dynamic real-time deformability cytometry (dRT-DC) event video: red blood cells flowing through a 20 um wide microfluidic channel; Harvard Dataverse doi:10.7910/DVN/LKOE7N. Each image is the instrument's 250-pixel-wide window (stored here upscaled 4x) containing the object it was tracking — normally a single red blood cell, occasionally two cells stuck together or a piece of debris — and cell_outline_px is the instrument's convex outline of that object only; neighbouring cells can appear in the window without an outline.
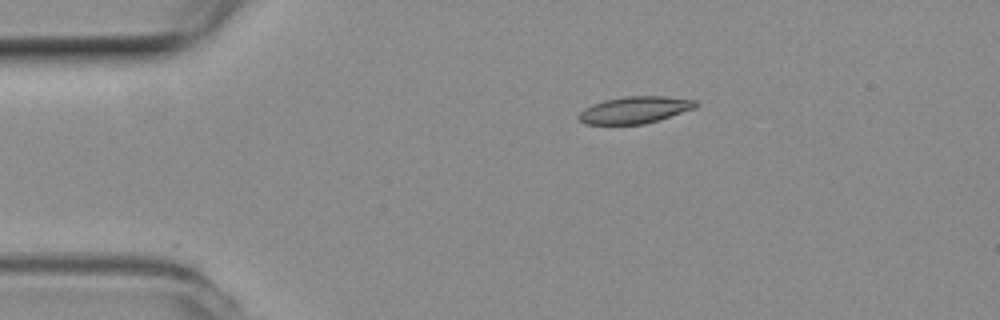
{"species": "common noctule bat (a hibernating species)", "species_latin": "Nyctalus noctula", "temperature_condition": "room temperature", "stored_images_in_passage": 23, "camera_frame_rate_fps": 3000, "um_per_image_px": 0.085, "animal": {"sex": "female", "body_mass_g": 19.3, "forearm_length_mm": 54.1}, "frame": {"image": 1, "passage_image": 1, "time_ms": 0.0, "image_size_px": [1000, 320], "cell_outline_px": [[696, 108], [644, 124], [584, 124], [576, 116], [584, 108], [592, 104], [604, 100], [624, 96], [664, 96], [696, 100]], "centroid_in_image_um": [53.92, 9.34], "position_along_channel_um": 31.1, "area_um2": 18.26}}
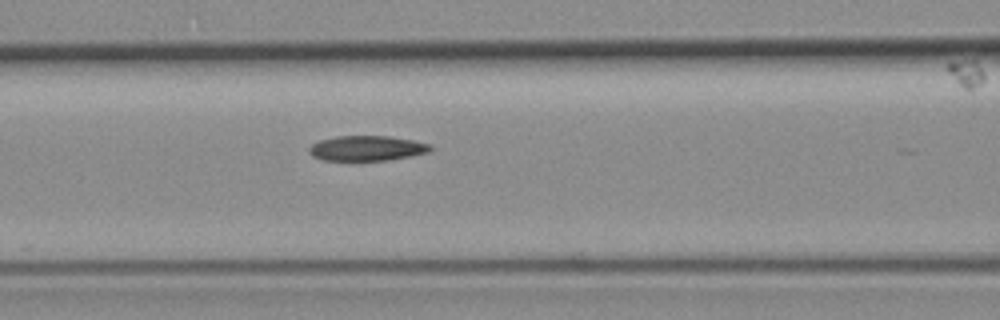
{"frame": {"image": 2, "passage_image": 13, "time_ms": 4.0, "image_size_px": [1000, 320], "cell_outline_px": [[432, 148], [428, 152], [388, 160], [324, 160], [308, 152], [308, 148], [312, 144], [320, 140], [336, 136], [388, 136], [412, 140], [432, 144]], "centroid_in_image_um": [31.19, 12.59], "position_along_channel_um": 135.4, "area_um2": 17.51}}
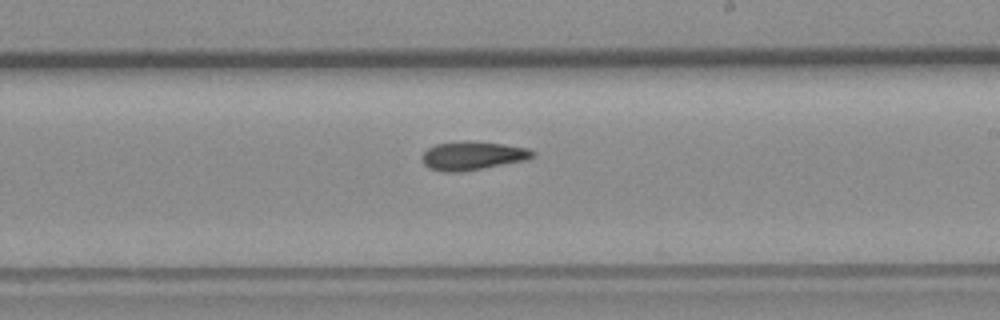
{"frame": {"image": 3, "passage_image": 22, "time_ms": 7.0, "image_size_px": [1000, 320], "cell_outline_px": [[536, 152], [532, 156], [524, 160], [460, 172], [444, 172], [428, 168], [424, 164], [424, 152], [428, 148], [436, 144], [504, 144], [528, 148]], "centroid_in_image_um": [40.17, 13.29], "position_along_channel_um": 248.8, "area_um2": 17.17}}